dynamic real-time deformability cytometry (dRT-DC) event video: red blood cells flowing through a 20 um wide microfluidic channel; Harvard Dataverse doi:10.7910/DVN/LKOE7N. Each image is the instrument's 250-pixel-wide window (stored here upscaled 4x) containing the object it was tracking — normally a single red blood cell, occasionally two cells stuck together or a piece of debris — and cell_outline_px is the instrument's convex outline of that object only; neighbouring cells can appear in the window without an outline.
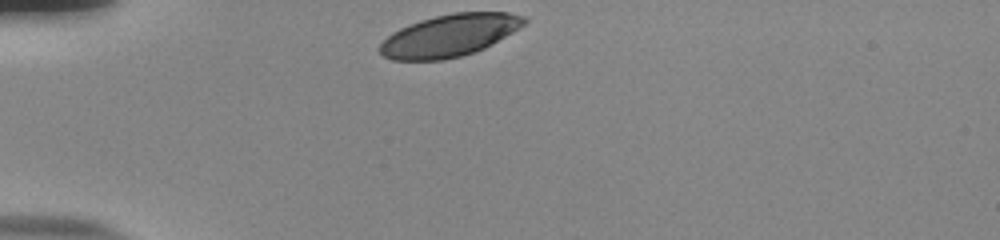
{"species": "human", "species_latin": "Homo sapiens", "temperature_condition": "room temperature", "stored_images_in_passage": 32, "camera_frame_rate_fps": 3000, "um_per_image_px": 0.085, "donor": {"sex": "male"}, "frame": {"image": 1, "passage_image": 1, "time_ms": 0.0, "image_size_px": [1000, 240], "cell_outline_px": [[528, 20], [520, 28], [492, 44], [484, 48], [460, 56], [444, 60], [392, 60], [384, 56], [380, 52], [380, 44], [392, 32], [400, 28], [420, 20], [452, 12], [508, 12], [524, 16]], "centroid_in_image_um": [38.22, 3.01], "position_along_channel_um": 46.8, "area_um2": 35.32}}
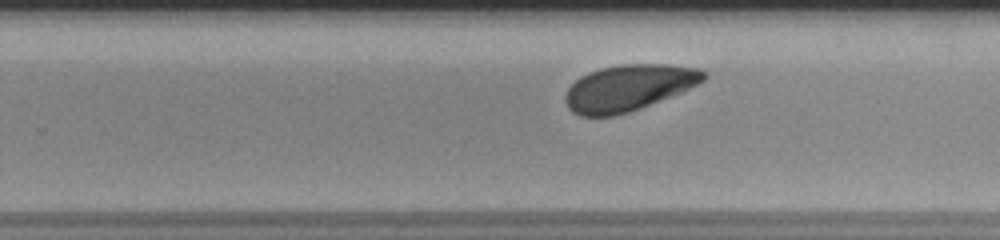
{"frame": {"image": 2, "passage_image": 22, "time_ms": 7.0, "image_size_px": [1000, 240], "cell_outline_px": [[708, 76], [704, 80], [680, 92], [640, 108], [628, 112], [612, 116], [580, 116], [572, 112], [568, 108], [564, 100], [564, 96], [568, 88], [580, 76], [588, 72], [600, 68], [620, 64], [668, 64], [700, 68]], "centroid_in_image_um": [53.39, 7.45], "position_along_channel_um": 276.4, "area_um2": 37.11}}
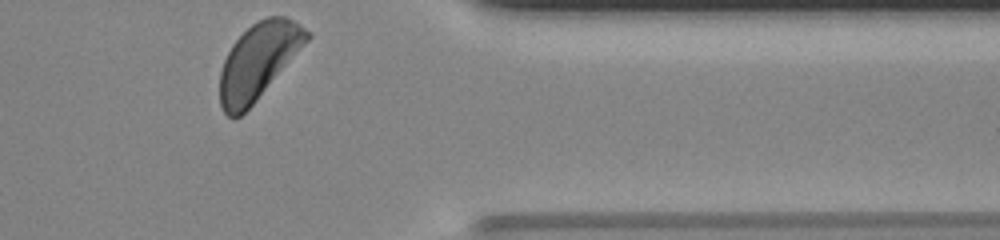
{"frame": {"image": 3, "passage_image": 32, "time_ms": 10.333, "image_size_px": [1000, 240], "cell_outline_px": [[312, 36], [256, 100], [240, 116], [228, 116], [224, 112], [220, 104], [220, 72], [224, 60], [232, 44], [252, 24], [268, 16], [284, 16], [300, 24], [312, 32]], "centroid_in_image_um": [21.97, 5.17], "position_along_channel_um": 389.4, "area_um2": 37.74}, "authors_computed_cell_mechanics": {"area_um2": 37.859, "velocity_mm_per_s": 3.7184, "shape_relaxation_time_tau1_ms": 2.359, "shape_relaxation_time_tau2_ms": null, "deformation_change_tau1": 0.1138, "deformation_change_tau2": null}}